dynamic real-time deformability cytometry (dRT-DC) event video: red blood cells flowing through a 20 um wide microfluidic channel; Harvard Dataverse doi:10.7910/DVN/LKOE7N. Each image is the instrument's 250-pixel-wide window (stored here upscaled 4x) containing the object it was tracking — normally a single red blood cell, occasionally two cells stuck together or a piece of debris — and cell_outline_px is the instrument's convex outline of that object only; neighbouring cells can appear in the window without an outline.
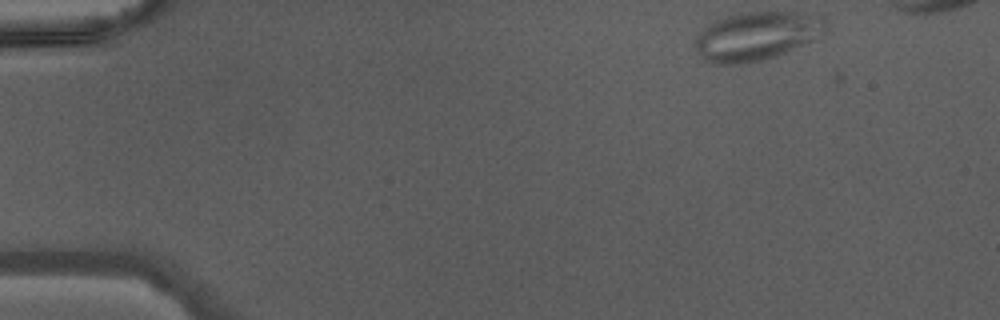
{"species": "Egyptian fruit bat (a non-hibernating species)", "species_latin": "Rousettus aegyptiacus", "temperature_condition": "warm", "stored_images_in_passage": 9, "camera_frame_rate_fps": 3000, "um_per_image_px": 0.085, "animal": {"sex": "male"}, "frame": {"image": 1, "passage_image": 1, "time_ms": 0.0, "image_size_px": [1000, 320], "cell_outline_px": [[828, 28], [816, 40], [776, 56], [760, 60], [740, 64], [712, 64], [704, 60], [700, 56], [696, 48], [696, 40], [700, 32], [708, 24], [716, 20], [740, 12], [792, 12], [824, 16]], "centroid_in_image_um": [64.35, 3.06], "position_along_channel_um": 20.6, "area_um2": 37.11}}